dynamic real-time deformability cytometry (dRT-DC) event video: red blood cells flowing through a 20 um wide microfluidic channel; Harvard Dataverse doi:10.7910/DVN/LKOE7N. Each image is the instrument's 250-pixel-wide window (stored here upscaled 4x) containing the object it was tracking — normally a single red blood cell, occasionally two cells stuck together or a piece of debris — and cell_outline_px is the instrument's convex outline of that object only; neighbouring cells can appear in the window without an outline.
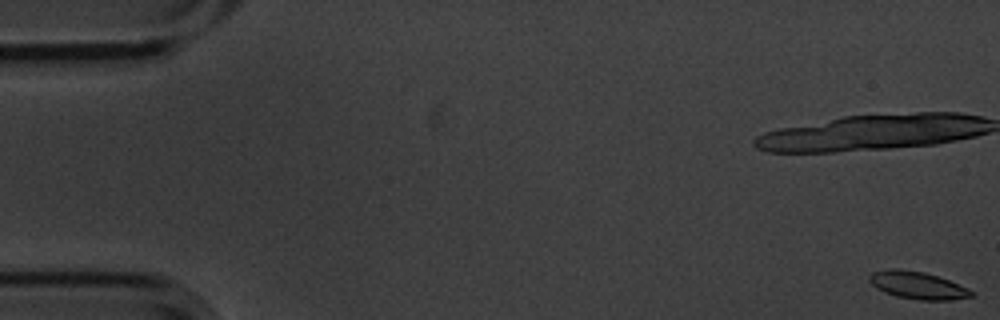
{"species": "common noctule bat (a hibernating species)", "species_latin": "Nyctalus noctula", "temperature_condition": "cold", "stored_images_in_passage": 7, "camera_frame_rate_fps": 3000, "um_per_image_px": 0.085, "animal": {"sex": "male", "body_mass_g": 20.1, "forearm_length_mm": 53.5}, "frame": {"image": 1, "passage_image": 1, "time_ms": 0.0, "image_size_px": [1000, 320], "cell_outline_px": [[976, 296], [952, 300], [920, 300], [896, 296], [884, 292], [876, 288], [868, 280], [868, 276], [872, 272], [888, 268], [896, 268], [924, 272], [948, 280], [972, 292]], "centroid_in_image_um": [77.93, 24.25], "position_along_channel_um": 7.1, "area_um2": 16.18}}